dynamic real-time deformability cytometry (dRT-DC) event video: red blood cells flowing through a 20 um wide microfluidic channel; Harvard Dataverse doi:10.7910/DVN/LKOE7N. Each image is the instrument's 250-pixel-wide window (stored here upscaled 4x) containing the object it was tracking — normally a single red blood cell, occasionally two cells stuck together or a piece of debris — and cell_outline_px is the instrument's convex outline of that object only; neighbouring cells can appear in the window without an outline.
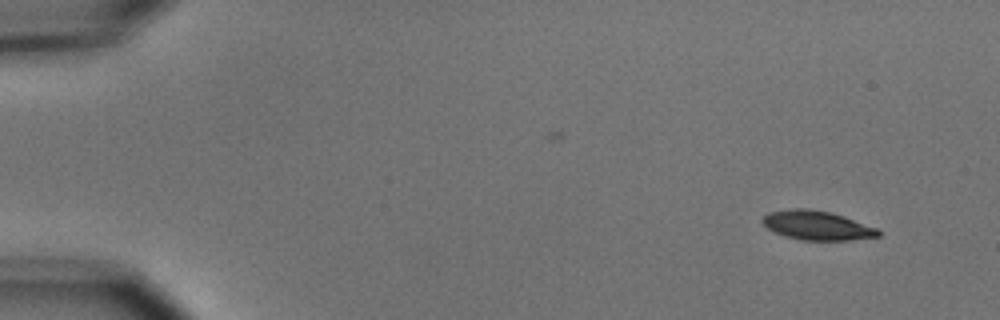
{"species": "common noctule bat (a hibernating species)", "species_latin": "Nyctalus noctula", "temperature_condition": "cold", "stored_images_in_passage": 6, "camera_frame_rate_fps": 3000, "um_per_image_px": 0.085, "animal": {"sex": "male", "body_mass_g": 15.6}, "frame": {"image": 1, "passage_image": 1, "time_ms": 0.0, "image_size_px": [1000, 320], "cell_outline_px": [[880, 236], [848, 240], [800, 240], [784, 236], [768, 228], [760, 220], [768, 212], [788, 208], [808, 208], [832, 212], [880, 228]], "centroid_in_image_um": [69.46, 19.14], "position_along_channel_um": 15.5, "area_um2": 19.94}}
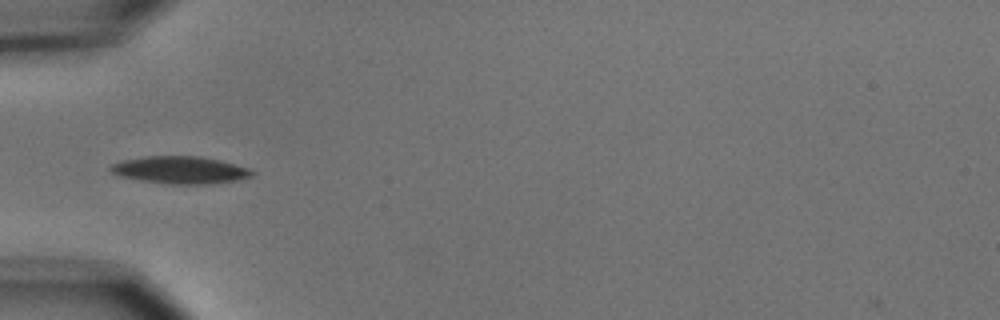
{"frame": {"image": 2, "passage_image": 5, "time_ms": 4.667, "image_size_px": [1000, 320], "cell_outline_px": [[256, 172], [252, 176], [236, 180], [216, 184], [164, 184], [140, 180], [120, 176], [112, 172], [108, 168], [112, 164], [120, 160], [144, 156], [200, 156], [220, 160], [248, 168]], "centroid_in_image_um": [15.31, 14.45], "position_along_channel_um": 69.7, "area_um2": 22.77}}
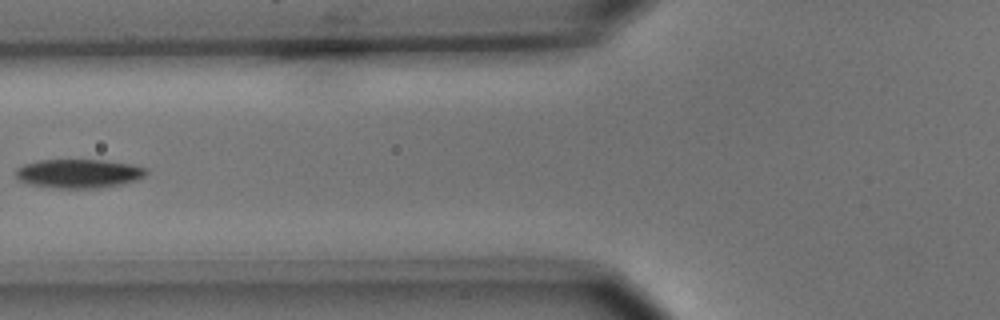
{"frame": {"image": 3, "passage_image": 6, "time_ms": 6.0, "image_size_px": [1000, 320], "cell_outline_px": [[148, 172], [144, 176], [136, 180], [120, 184], [100, 188], [56, 188], [28, 184], [20, 180], [16, 176], [16, 168], [24, 164], [40, 160], [104, 160], [132, 164], [148, 168]], "centroid_in_image_um": [6.71, 14.75], "position_along_channel_um": 119.1, "area_um2": 22.02}}